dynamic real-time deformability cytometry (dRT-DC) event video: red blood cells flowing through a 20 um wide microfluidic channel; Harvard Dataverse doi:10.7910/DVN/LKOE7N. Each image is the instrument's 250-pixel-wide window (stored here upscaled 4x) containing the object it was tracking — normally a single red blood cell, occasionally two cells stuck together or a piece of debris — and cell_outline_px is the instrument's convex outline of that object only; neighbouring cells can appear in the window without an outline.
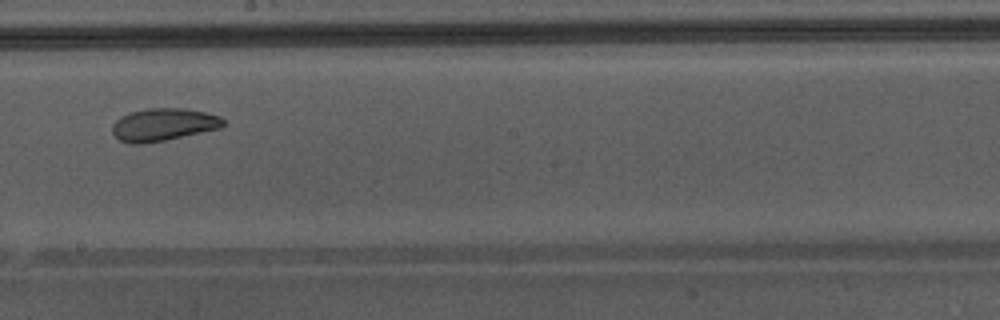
{"species": "Egyptian fruit bat (a non-hibernating species)", "species_latin": "Rousettus aegyptiacus", "temperature_condition": "warm", "stored_images_in_passage": 20, "camera_frame_rate_fps": 3000, "um_per_image_px": 0.085, "animal": {"sex": "male"}, "frame": {"image": 1, "passage_image": 12, "time_ms": 3.667, "image_size_px": [1000, 320], "cell_outline_px": [[224, 124], [220, 128], [164, 140], [140, 144], [132, 144], [120, 140], [112, 132], [112, 124], [120, 116], [132, 112], [148, 108], [184, 108], [204, 112], [220, 116], [224, 120]], "centroid_in_image_um": [13.87, 10.58], "position_along_channel_um": 234.3, "area_um2": 20.87}}